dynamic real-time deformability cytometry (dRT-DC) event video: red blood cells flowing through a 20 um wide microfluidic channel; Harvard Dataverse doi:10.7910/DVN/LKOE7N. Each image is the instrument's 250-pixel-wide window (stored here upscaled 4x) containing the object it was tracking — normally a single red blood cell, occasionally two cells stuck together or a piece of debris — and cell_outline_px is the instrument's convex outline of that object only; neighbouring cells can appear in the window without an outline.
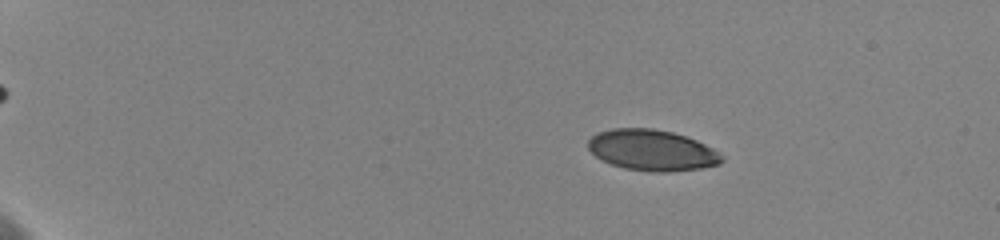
{"species": "human", "species_latin": "Homo sapiens", "temperature_condition": "cold", "stored_images_in_passage": 20, "camera_frame_rate_fps": 3000, "um_per_image_px": 0.085, "donor": {"sex": "female"}, "frame": {"image": 1, "passage_image": 5, "time_ms": 4.0, "image_size_px": [1000, 240], "cell_outline_px": [[724, 160], [720, 164], [700, 168], [668, 172], [648, 172], [624, 168], [600, 160], [588, 148], [588, 140], [592, 136], [600, 132], [612, 128], [652, 128], [672, 132], [696, 140], [720, 152], [724, 156]], "centroid_in_image_um": [55.43, 12.78], "position_along_channel_um": 29.6, "area_um2": 31.96}}
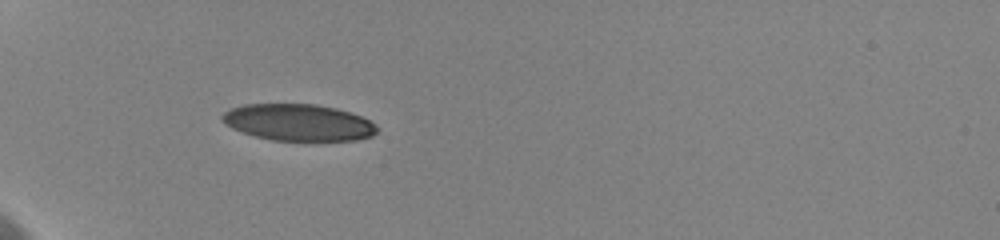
{"frame": {"image": 2, "passage_image": 13, "time_ms": 7.333, "image_size_px": [1000, 240], "cell_outline_px": [[380, 128], [372, 136], [356, 140], [272, 140], [256, 136], [232, 128], [224, 124], [220, 120], [220, 116], [224, 112], [232, 108], [244, 104], [316, 104], [336, 108], [360, 116], [376, 124]], "centroid_in_image_um": [25.35, 10.4], "position_along_channel_um": 59.6, "area_um2": 33.0}}